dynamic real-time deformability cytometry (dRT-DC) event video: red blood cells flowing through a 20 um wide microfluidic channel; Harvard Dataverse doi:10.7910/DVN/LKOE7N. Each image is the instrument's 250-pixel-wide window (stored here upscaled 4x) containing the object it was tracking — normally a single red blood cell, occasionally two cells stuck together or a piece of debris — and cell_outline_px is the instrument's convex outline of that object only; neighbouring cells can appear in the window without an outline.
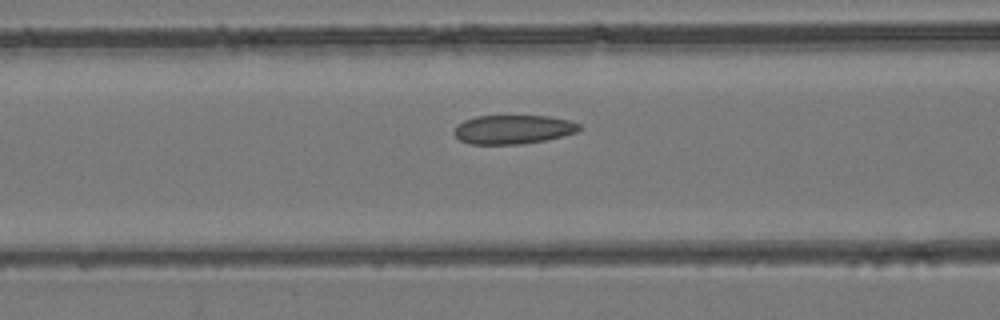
{"species": "common noctule bat (a hibernating species)", "species_latin": "Nyctalus noctula", "temperature_condition": "room temperature", "stored_images_in_passage": 44, "camera_frame_rate_fps": 3000, "um_per_image_px": 0.085, "animal": {"sex": "female", "body_mass_g": 24.6, "forearm_length_mm": 56.2}, "frame": {"image": 1, "passage_image": 20, "time_ms": 6.333, "image_size_px": [1000, 320], "cell_outline_px": [[584, 128], [576, 132], [564, 136], [524, 144], [472, 144], [460, 140], [452, 132], [464, 120], [476, 116], [548, 116], [568, 120], [580, 124]], "centroid_in_image_um": [43.65, 11.0], "position_along_channel_um": 122.9, "area_um2": 21.1}}
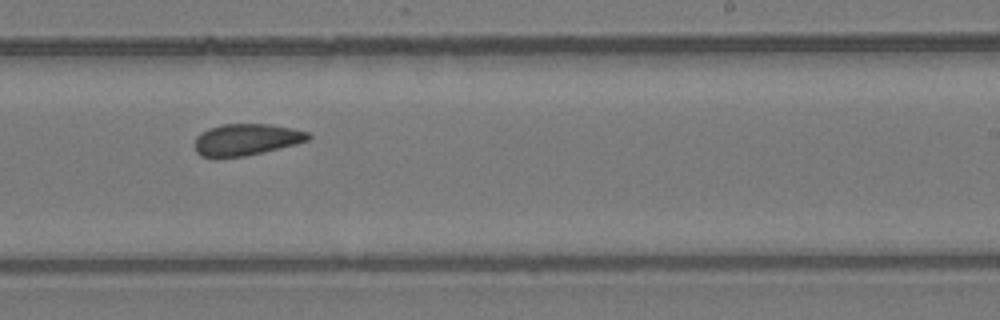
{"frame": {"image": 2, "passage_image": 30, "time_ms": 9.667, "image_size_px": [1000, 320], "cell_outline_px": [[312, 136], [308, 140], [296, 144], [248, 156], [216, 160], [200, 156], [196, 152], [196, 136], [200, 132], [208, 128], [220, 124], [268, 124], [292, 128], [308, 132]], "centroid_in_image_um": [20.88, 11.9], "position_along_channel_um": 268.1, "area_um2": 21.5}}
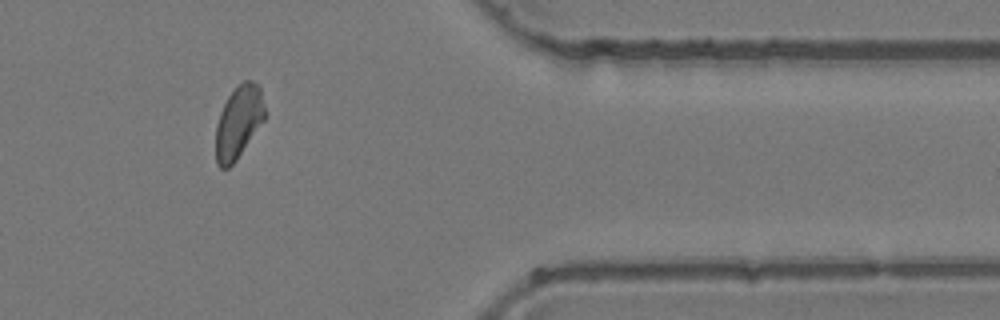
{"frame": {"image": 3, "passage_image": 40, "time_ms": 13.0, "image_size_px": [1000, 320], "cell_outline_px": [[264, 120], [236, 160], [228, 168], [220, 168], [216, 164], [216, 124], [220, 112], [228, 96], [244, 80], [252, 80], [260, 88], [264, 104]], "centroid_in_image_um": [20.26, 10.39], "position_along_channel_um": 391.1, "area_um2": 20.46}}